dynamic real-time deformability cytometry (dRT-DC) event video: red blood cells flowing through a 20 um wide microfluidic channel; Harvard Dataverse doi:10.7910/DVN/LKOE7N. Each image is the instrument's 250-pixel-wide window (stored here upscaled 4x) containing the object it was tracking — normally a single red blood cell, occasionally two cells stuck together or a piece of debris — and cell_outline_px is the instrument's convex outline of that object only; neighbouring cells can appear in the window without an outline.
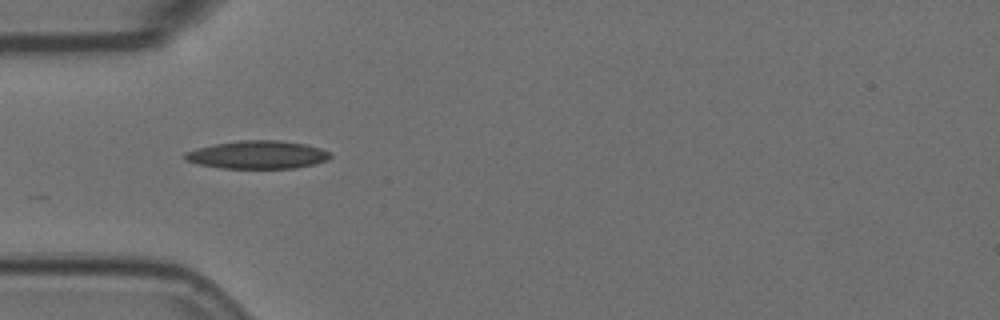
{"species": "Egyptian fruit bat (a non-hibernating species)", "species_latin": "Rousettus aegyptiacus", "temperature_condition": "room temperature", "stored_images_in_passage": 4, "camera_frame_rate_fps": 3000, "um_per_image_px": 0.085, "animal": {"sex": "female"}, "frame": {"image": 1, "passage_image": 3, "time_ms": 0.667, "image_size_px": [1000, 320], "cell_outline_px": [[332, 156], [328, 160], [296, 168], [224, 168], [196, 164], [184, 160], [184, 152], [216, 144], [240, 140], [280, 140], [304, 144], [320, 148], [328, 152]], "centroid_in_image_um": [21.88, 13.16], "position_along_channel_um": 63.1, "area_um2": 23.58}}
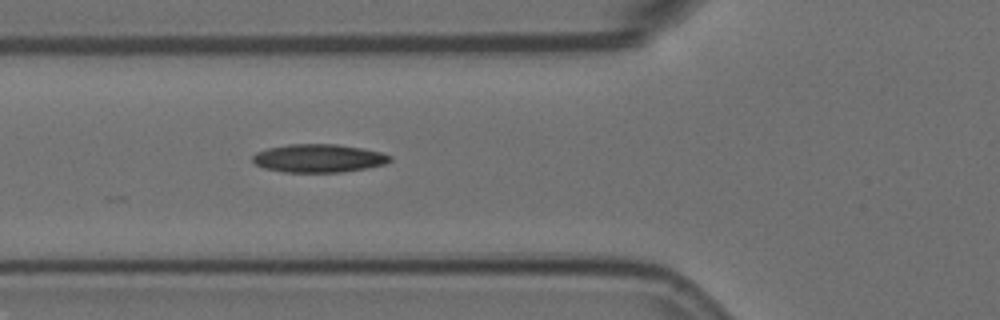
{"frame": {"image": 2, "passage_image": 4, "time_ms": 1.0, "image_size_px": [1000, 320], "cell_outline_px": [[392, 160], [384, 164], [344, 172], [284, 172], [264, 168], [256, 164], [252, 160], [252, 156], [256, 152], [268, 148], [288, 144], [336, 144], [364, 148], [380, 152], [392, 156]], "centroid_in_image_um": [27.08, 13.45], "position_along_channel_um": 98.7, "area_um2": 22.6}}